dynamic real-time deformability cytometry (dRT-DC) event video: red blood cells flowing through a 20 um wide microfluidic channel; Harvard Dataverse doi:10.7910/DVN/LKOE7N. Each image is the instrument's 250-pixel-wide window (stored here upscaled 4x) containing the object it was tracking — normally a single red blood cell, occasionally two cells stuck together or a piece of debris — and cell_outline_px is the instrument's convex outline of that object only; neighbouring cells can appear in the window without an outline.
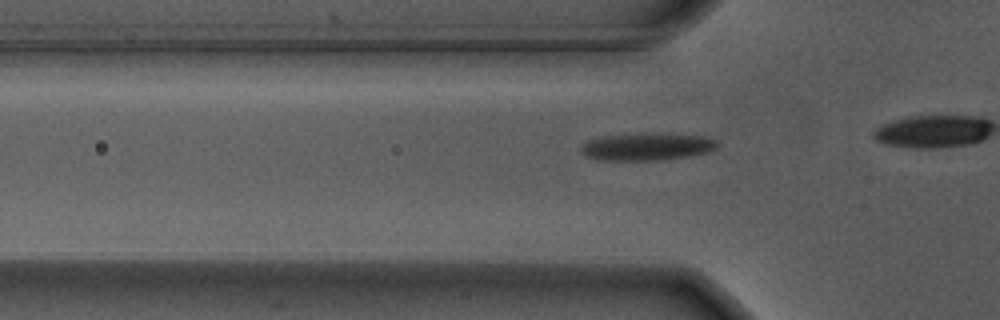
{"species": "Egyptian fruit bat (a non-hibernating species)", "species_latin": "Rousettus aegyptiacus", "temperature_condition": "warm", "stored_images_in_passage": 10, "camera_frame_rate_fps": 3000, "um_per_image_px": 0.085, "animal": {"sex": "male"}, "frame": {"image": 1, "passage_image": 5, "time_ms": 1.333, "image_size_px": [1000, 320], "cell_outline_px": [[716, 148], [704, 152], [688, 156], [660, 160], [600, 160], [588, 156], [580, 148], [588, 140], [600, 136], [708, 136], [716, 140]], "centroid_in_image_um": [54.96, 12.52], "position_along_channel_um": 70.8, "area_um2": 20.23}}
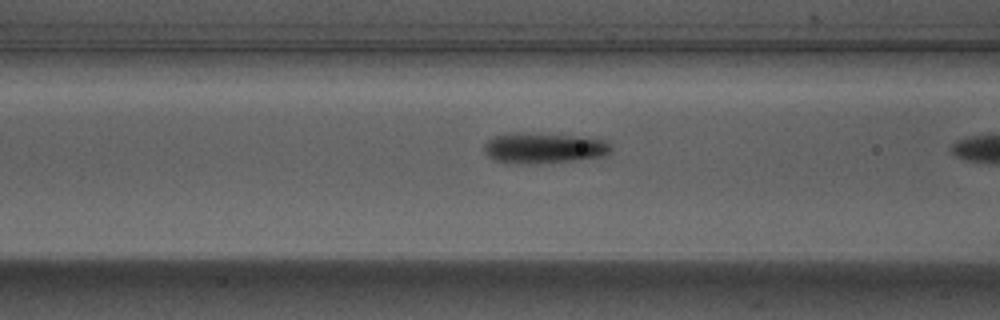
{"frame": {"image": 2, "passage_image": 9, "time_ms": 2.667, "image_size_px": [1000, 320], "cell_outline_px": [[612, 148], [604, 156], [572, 160], [536, 164], [492, 160], [484, 152], [484, 144], [492, 136], [512, 132], [572, 136], [604, 140]], "centroid_in_image_um": [46.15, 12.58], "position_along_channel_um": 120.5, "area_um2": 22.2}}